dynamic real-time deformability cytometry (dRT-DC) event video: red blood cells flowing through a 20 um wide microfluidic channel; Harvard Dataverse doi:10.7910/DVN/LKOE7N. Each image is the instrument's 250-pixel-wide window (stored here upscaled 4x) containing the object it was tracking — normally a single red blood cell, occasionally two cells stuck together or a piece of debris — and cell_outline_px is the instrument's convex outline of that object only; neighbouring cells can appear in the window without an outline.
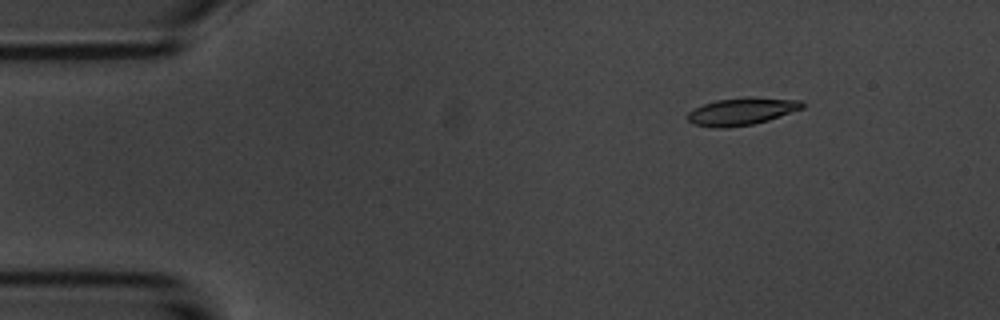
{"species": "common noctule bat (a hibernating species)", "species_latin": "Nyctalus noctula", "temperature_condition": "room temperature", "stored_images_in_passage": 4, "camera_frame_rate_fps": 3000, "um_per_image_px": 0.085, "animal": {"sex": "male", "body_mass_g": 20.1, "forearm_length_mm": 53.5}, "frame": {"image": 1, "passage_image": 2, "time_ms": 1.333, "image_size_px": [1000, 320], "cell_outline_px": [[804, 108], [768, 120], [752, 124], [724, 128], [716, 128], [692, 124], [688, 120], [688, 112], [704, 104], [716, 100], [748, 96], [752, 96], [804, 100]], "centroid_in_image_um": [63.09, 9.45], "position_along_channel_um": 21.9, "area_um2": 18.44}}